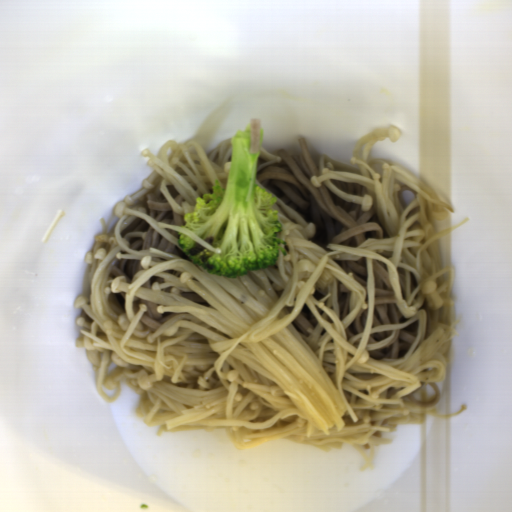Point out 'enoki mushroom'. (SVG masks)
I'll use <instances>...</instances> for the list:
<instances>
[{
    "mask_svg": "<svg viewBox=\"0 0 512 512\" xmlns=\"http://www.w3.org/2000/svg\"><path fill=\"white\" fill-rule=\"evenodd\" d=\"M395 126L373 129L353 147L349 163L324 153L313 187L323 183L345 200L374 208L388 238H371L360 246L330 243L323 249L311 238L316 227L276 197L281 226L274 264L238 278L213 276L193 263L178 244V232L207 250L220 247L192 233L185 215L197 198L212 193L216 180L227 186L233 140L226 139L209 156L199 139L166 142L160 156L145 148L151 174L141 189L118 203L114 233L107 220L95 235L85 260L90 266V293L74 299L80 335L98 395L109 405L121 396L122 383L139 395L135 415L157 428V437L174 430H223L234 446L252 448L264 442H298L321 451L343 448L360 453L365 471L377 445L389 444L376 432L423 422L421 412L404 398L424 384L445 380L447 354L459 335L454 319L455 271L449 234L435 226L455 209L420 179L385 159L366 162L378 142L397 141ZM330 180L364 186L361 196L343 192ZM405 184L417 195L404 211L398 201ZM154 193L168 200L174 222L164 224L145 212L144 197ZM179 247L187 260L158 249L133 250L121 236L136 218ZM366 257L367 285L356 282L336 260ZM140 259L142 269L129 281L111 278L122 258ZM385 262L399 309L408 321L374 326L372 261ZM350 291L349 316L340 321L337 281ZM195 292L205 307L181 296ZM169 312L157 329L140 317L147 311L134 297ZM418 320L414 339L403 355L372 359L370 350L396 339ZM393 330L375 341L371 333Z\"/></svg>",
    "mask_w": 512,
    "mask_h": 512,
    "instance_id": "cea9216a",
    "label": "enoki mushroom"
},
{
    "mask_svg": "<svg viewBox=\"0 0 512 512\" xmlns=\"http://www.w3.org/2000/svg\"><path fill=\"white\" fill-rule=\"evenodd\" d=\"M259 156L263 158L266 162L261 163L256 167V173L260 171L264 166L272 165L276 162H281L282 160V157H280L279 155H272L269 152H267L262 143Z\"/></svg>",
    "mask_w": 512,
    "mask_h": 512,
    "instance_id": "6df1b440",
    "label": "enoki mushroom"
}]
</instances>
